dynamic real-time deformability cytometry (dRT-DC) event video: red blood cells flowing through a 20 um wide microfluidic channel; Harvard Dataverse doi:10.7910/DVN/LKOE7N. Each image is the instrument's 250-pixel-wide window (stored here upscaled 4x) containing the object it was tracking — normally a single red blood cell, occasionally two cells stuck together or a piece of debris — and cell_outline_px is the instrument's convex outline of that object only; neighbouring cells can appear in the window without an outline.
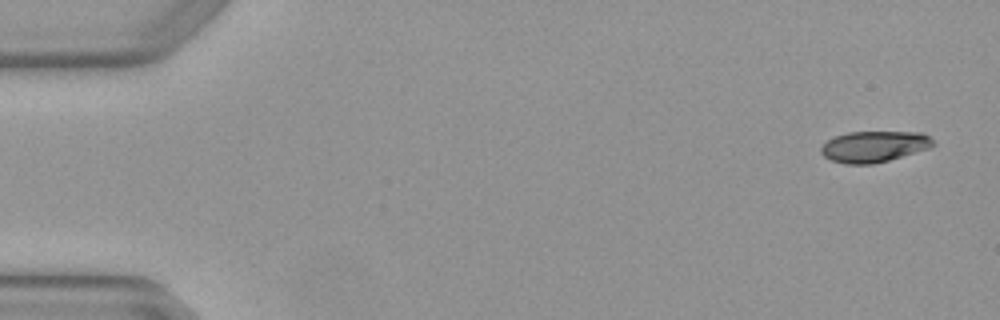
{"species": "Egyptian fruit bat (a non-hibernating species)", "species_latin": "Rousettus aegyptiacus", "temperature_condition": "warm", "stored_images_in_passage": 4, "camera_frame_rate_fps": 3000, "um_per_image_px": 0.085, "animal": {"sex": "female"}, "frame": {"image": 1, "passage_image": 1, "time_ms": 0.0, "image_size_px": [1000, 320], "cell_outline_px": [[936, 144], [928, 148], [888, 160], [872, 164], [844, 164], [832, 160], [824, 156], [820, 152], [820, 148], [828, 140], [836, 136], [848, 132], [924, 132]], "centroid_in_image_um": [74.28, 12.45], "position_along_channel_um": 10.7, "area_um2": 20.11}}
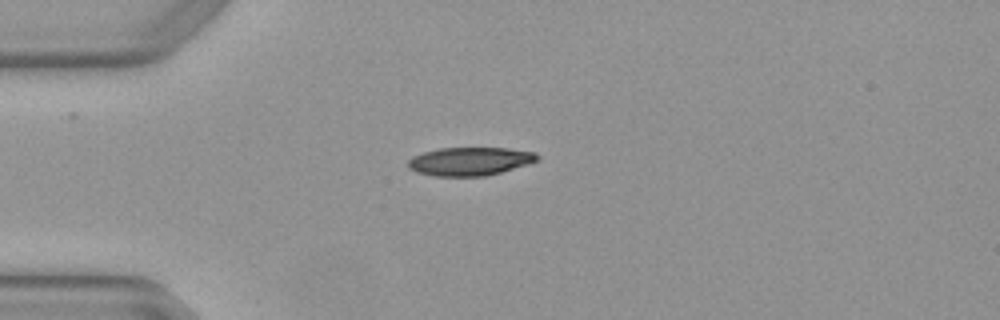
{"frame": {"image": 2, "passage_image": 3, "time_ms": 0.667, "image_size_px": [1000, 320], "cell_outline_px": [[540, 160], [528, 164], [500, 172], [484, 176], [436, 176], [416, 172], [408, 168], [408, 160], [412, 156], [424, 152], [440, 148], [508, 148], [536, 152], [540, 156]], "centroid_in_image_um": [39.96, 13.71], "position_along_channel_um": 45.0, "area_um2": 21.39}}
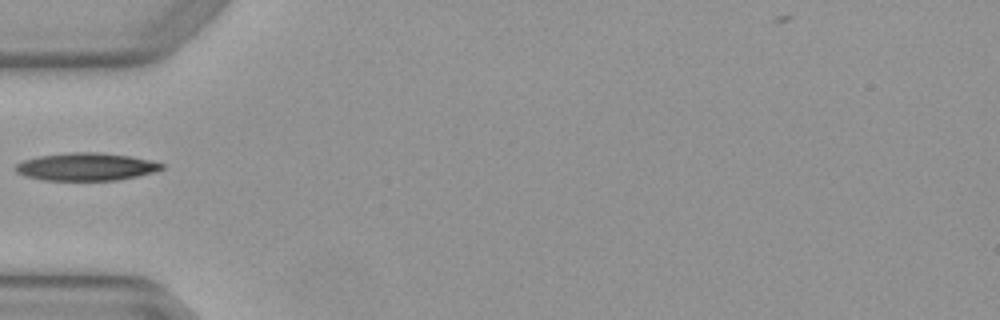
{"frame": {"image": 3, "passage_image": 4, "time_ms": 1.0, "image_size_px": [1000, 320], "cell_outline_px": [[164, 168], [152, 172], [136, 176], [116, 180], [44, 180], [24, 176], [16, 172], [16, 164], [24, 160], [36, 156], [72, 152], [100, 152], [128, 156], [148, 160], [164, 164]], "centroid_in_image_um": [7.27, 14.17], "position_along_channel_um": 77.7, "area_um2": 23.41}}